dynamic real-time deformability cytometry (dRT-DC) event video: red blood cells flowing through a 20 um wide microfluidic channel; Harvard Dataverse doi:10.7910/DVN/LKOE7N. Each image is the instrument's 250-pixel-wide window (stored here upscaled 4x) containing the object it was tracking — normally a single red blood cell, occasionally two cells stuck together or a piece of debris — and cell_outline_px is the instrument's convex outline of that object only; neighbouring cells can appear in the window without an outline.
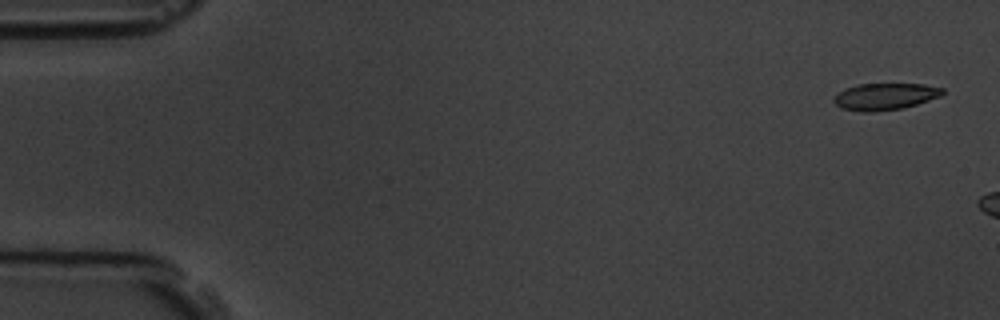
{"species": "common noctule bat (a hibernating species)", "species_latin": "Nyctalus noctula", "temperature_condition": "room temperature", "stored_images_in_passage": 3, "camera_frame_rate_fps": 3000, "um_per_image_px": 0.085, "animal": {"sex": "male", "body_mass_g": 19.5, "forearm_length_mm": 54.6}, "frame": {"image": 1, "passage_image": 1, "time_ms": 0.0, "image_size_px": [1000, 320], "cell_outline_px": [[944, 92], [940, 96], [916, 104], [900, 108], [872, 112], [860, 112], [840, 108], [832, 100], [844, 88], [856, 84], [924, 84], [944, 88]], "centroid_in_image_um": [75.2, 8.2], "position_along_channel_um": 9.8, "area_um2": 16.88}}